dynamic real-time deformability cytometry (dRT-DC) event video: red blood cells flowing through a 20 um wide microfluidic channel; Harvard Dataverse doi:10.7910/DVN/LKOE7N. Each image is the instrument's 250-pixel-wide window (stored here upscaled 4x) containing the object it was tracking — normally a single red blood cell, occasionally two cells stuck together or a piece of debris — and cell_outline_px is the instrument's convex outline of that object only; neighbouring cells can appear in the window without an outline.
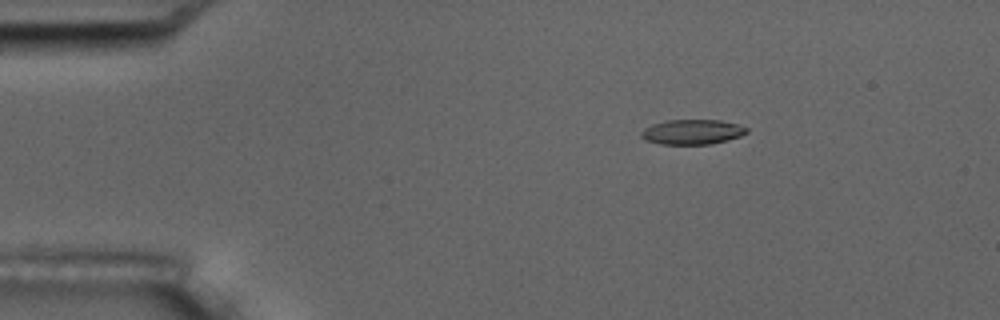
{"species": "common noctule bat (a hibernating species)", "species_latin": "Nyctalus noctula", "temperature_condition": "room temperature", "stored_images_in_passage": 4, "camera_frame_rate_fps": 3000, "um_per_image_px": 0.085, "animal": {"sex": "male", "body_mass_g": 17.5, "forearm_length_mm": 52.3}, "frame": {"image": 1, "passage_image": 3, "time_ms": 2.333, "image_size_px": [1000, 320], "cell_outline_px": [[748, 132], [740, 136], [728, 140], [712, 144], [660, 144], [644, 140], [640, 136], [640, 132], [644, 128], [652, 124], [664, 120], [720, 120], [736, 124], [748, 128]], "centroid_in_image_um": [58.81, 11.21], "position_along_channel_um": 26.2, "area_um2": 15.43}}